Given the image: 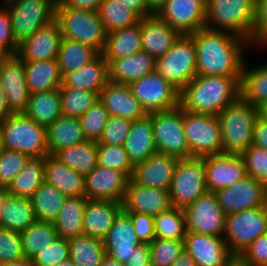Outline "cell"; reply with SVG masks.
Here are the masks:
<instances>
[{
    "instance_id": "1",
    "label": "cell",
    "mask_w": 267,
    "mask_h": 266,
    "mask_svg": "<svg viewBox=\"0 0 267 266\" xmlns=\"http://www.w3.org/2000/svg\"><path fill=\"white\" fill-rule=\"evenodd\" d=\"M196 46L197 75L241 77L249 40L226 32L201 28L190 34Z\"/></svg>"
},
{
    "instance_id": "2",
    "label": "cell",
    "mask_w": 267,
    "mask_h": 266,
    "mask_svg": "<svg viewBox=\"0 0 267 266\" xmlns=\"http://www.w3.org/2000/svg\"><path fill=\"white\" fill-rule=\"evenodd\" d=\"M240 81L241 77L196 75L180 91V107L218 115L240 97Z\"/></svg>"
},
{
    "instance_id": "3",
    "label": "cell",
    "mask_w": 267,
    "mask_h": 266,
    "mask_svg": "<svg viewBox=\"0 0 267 266\" xmlns=\"http://www.w3.org/2000/svg\"><path fill=\"white\" fill-rule=\"evenodd\" d=\"M217 116L222 132V153L242 154L252 145L259 108L239 97Z\"/></svg>"
},
{
    "instance_id": "4",
    "label": "cell",
    "mask_w": 267,
    "mask_h": 266,
    "mask_svg": "<svg viewBox=\"0 0 267 266\" xmlns=\"http://www.w3.org/2000/svg\"><path fill=\"white\" fill-rule=\"evenodd\" d=\"M257 0H206L205 28L226 31L250 41Z\"/></svg>"
},
{
    "instance_id": "5",
    "label": "cell",
    "mask_w": 267,
    "mask_h": 266,
    "mask_svg": "<svg viewBox=\"0 0 267 266\" xmlns=\"http://www.w3.org/2000/svg\"><path fill=\"white\" fill-rule=\"evenodd\" d=\"M0 134L3 149L19 151L30 157H45L49 154L47 129L24 113L12 114L0 122Z\"/></svg>"
},
{
    "instance_id": "6",
    "label": "cell",
    "mask_w": 267,
    "mask_h": 266,
    "mask_svg": "<svg viewBox=\"0 0 267 266\" xmlns=\"http://www.w3.org/2000/svg\"><path fill=\"white\" fill-rule=\"evenodd\" d=\"M56 22L62 38L78 41L102 53L108 32L96 11L56 8Z\"/></svg>"
},
{
    "instance_id": "7",
    "label": "cell",
    "mask_w": 267,
    "mask_h": 266,
    "mask_svg": "<svg viewBox=\"0 0 267 266\" xmlns=\"http://www.w3.org/2000/svg\"><path fill=\"white\" fill-rule=\"evenodd\" d=\"M206 191L204 157L179 159L169 188L171 206L184 209Z\"/></svg>"
},
{
    "instance_id": "8",
    "label": "cell",
    "mask_w": 267,
    "mask_h": 266,
    "mask_svg": "<svg viewBox=\"0 0 267 266\" xmlns=\"http://www.w3.org/2000/svg\"><path fill=\"white\" fill-rule=\"evenodd\" d=\"M155 70L181 91L197 75L193 37L182 34L164 56L155 60Z\"/></svg>"
},
{
    "instance_id": "9",
    "label": "cell",
    "mask_w": 267,
    "mask_h": 266,
    "mask_svg": "<svg viewBox=\"0 0 267 266\" xmlns=\"http://www.w3.org/2000/svg\"><path fill=\"white\" fill-rule=\"evenodd\" d=\"M183 124L190 157L222 153V132L217 115L194 113L183 109Z\"/></svg>"
},
{
    "instance_id": "10",
    "label": "cell",
    "mask_w": 267,
    "mask_h": 266,
    "mask_svg": "<svg viewBox=\"0 0 267 266\" xmlns=\"http://www.w3.org/2000/svg\"><path fill=\"white\" fill-rule=\"evenodd\" d=\"M266 233L267 205L226 215L222 238L234 255H240L255 239Z\"/></svg>"
},
{
    "instance_id": "11",
    "label": "cell",
    "mask_w": 267,
    "mask_h": 266,
    "mask_svg": "<svg viewBox=\"0 0 267 266\" xmlns=\"http://www.w3.org/2000/svg\"><path fill=\"white\" fill-rule=\"evenodd\" d=\"M57 3L58 0H8L3 3L10 14L18 44L55 20Z\"/></svg>"
},
{
    "instance_id": "12",
    "label": "cell",
    "mask_w": 267,
    "mask_h": 266,
    "mask_svg": "<svg viewBox=\"0 0 267 266\" xmlns=\"http://www.w3.org/2000/svg\"><path fill=\"white\" fill-rule=\"evenodd\" d=\"M154 144L158 153L190 158V150L184 134L183 108L151 113Z\"/></svg>"
},
{
    "instance_id": "13",
    "label": "cell",
    "mask_w": 267,
    "mask_h": 266,
    "mask_svg": "<svg viewBox=\"0 0 267 266\" xmlns=\"http://www.w3.org/2000/svg\"><path fill=\"white\" fill-rule=\"evenodd\" d=\"M129 86L147 114L180 106V90L156 70L131 82Z\"/></svg>"
},
{
    "instance_id": "14",
    "label": "cell",
    "mask_w": 267,
    "mask_h": 266,
    "mask_svg": "<svg viewBox=\"0 0 267 266\" xmlns=\"http://www.w3.org/2000/svg\"><path fill=\"white\" fill-rule=\"evenodd\" d=\"M187 232L222 236L226 214L213 191L204 192L196 201L183 209Z\"/></svg>"
},
{
    "instance_id": "15",
    "label": "cell",
    "mask_w": 267,
    "mask_h": 266,
    "mask_svg": "<svg viewBox=\"0 0 267 266\" xmlns=\"http://www.w3.org/2000/svg\"><path fill=\"white\" fill-rule=\"evenodd\" d=\"M215 195L226 215L267 205V187L251 176L215 192Z\"/></svg>"
},
{
    "instance_id": "16",
    "label": "cell",
    "mask_w": 267,
    "mask_h": 266,
    "mask_svg": "<svg viewBox=\"0 0 267 266\" xmlns=\"http://www.w3.org/2000/svg\"><path fill=\"white\" fill-rule=\"evenodd\" d=\"M206 0H167L156 15L181 34L205 27Z\"/></svg>"
},
{
    "instance_id": "17",
    "label": "cell",
    "mask_w": 267,
    "mask_h": 266,
    "mask_svg": "<svg viewBox=\"0 0 267 266\" xmlns=\"http://www.w3.org/2000/svg\"><path fill=\"white\" fill-rule=\"evenodd\" d=\"M0 84L11 112L24 113L31 93L26 83L24 62L16 54L5 56L1 60Z\"/></svg>"
},
{
    "instance_id": "18",
    "label": "cell",
    "mask_w": 267,
    "mask_h": 266,
    "mask_svg": "<svg viewBox=\"0 0 267 266\" xmlns=\"http://www.w3.org/2000/svg\"><path fill=\"white\" fill-rule=\"evenodd\" d=\"M208 191L228 188L247 175L241 154L220 153L204 157Z\"/></svg>"
},
{
    "instance_id": "19",
    "label": "cell",
    "mask_w": 267,
    "mask_h": 266,
    "mask_svg": "<svg viewBox=\"0 0 267 266\" xmlns=\"http://www.w3.org/2000/svg\"><path fill=\"white\" fill-rule=\"evenodd\" d=\"M129 177L110 168L98 166L84 175L85 197L91 200H112L122 203Z\"/></svg>"
},
{
    "instance_id": "20",
    "label": "cell",
    "mask_w": 267,
    "mask_h": 266,
    "mask_svg": "<svg viewBox=\"0 0 267 266\" xmlns=\"http://www.w3.org/2000/svg\"><path fill=\"white\" fill-rule=\"evenodd\" d=\"M61 40L59 24L54 20L20 42L16 55L23 62L57 59Z\"/></svg>"
},
{
    "instance_id": "21",
    "label": "cell",
    "mask_w": 267,
    "mask_h": 266,
    "mask_svg": "<svg viewBox=\"0 0 267 266\" xmlns=\"http://www.w3.org/2000/svg\"><path fill=\"white\" fill-rule=\"evenodd\" d=\"M184 249L196 266H223L234 254L222 236L186 232Z\"/></svg>"
},
{
    "instance_id": "22",
    "label": "cell",
    "mask_w": 267,
    "mask_h": 266,
    "mask_svg": "<svg viewBox=\"0 0 267 266\" xmlns=\"http://www.w3.org/2000/svg\"><path fill=\"white\" fill-rule=\"evenodd\" d=\"M179 158L156 152L135 164L131 180L140 186L169 190Z\"/></svg>"
},
{
    "instance_id": "23",
    "label": "cell",
    "mask_w": 267,
    "mask_h": 266,
    "mask_svg": "<svg viewBox=\"0 0 267 266\" xmlns=\"http://www.w3.org/2000/svg\"><path fill=\"white\" fill-rule=\"evenodd\" d=\"M171 206L169 190L140 186L129 179L122 209L127 213L156 216Z\"/></svg>"
},
{
    "instance_id": "24",
    "label": "cell",
    "mask_w": 267,
    "mask_h": 266,
    "mask_svg": "<svg viewBox=\"0 0 267 266\" xmlns=\"http://www.w3.org/2000/svg\"><path fill=\"white\" fill-rule=\"evenodd\" d=\"M142 242L134 232L130 214L123 209L115 218L112 228L103 239L106 254L125 264Z\"/></svg>"
},
{
    "instance_id": "25",
    "label": "cell",
    "mask_w": 267,
    "mask_h": 266,
    "mask_svg": "<svg viewBox=\"0 0 267 266\" xmlns=\"http://www.w3.org/2000/svg\"><path fill=\"white\" fill-rule=\"evenodd\" d=\"M142 51L158 59L164 56L182 35L156 14L140 19Z\"/></svg>"
},
{
    "instance_id": "26",
    "label": "cell",
    "mask_w": 267,
    "mask_h": 266,
    "mask_svg": "<svg viewBox=\"0 0 267 266\" xmlns=\"http://www.w3.org/2000/svg\"><path fill=\"white\" fill-rule=\"evenodd\" d=\"M99 100L112 116L135 121L147 114L133 95L129 84L109 81L99 93Z\"/></svg>"
},
{
    "instance_id": "27",
    "label": "cell",
    "mask_w": 267,
    "mask_h": 266,
    "mask_svg": "<svg viewBox=\"0 0 267 266\" xmlns=\"http://www.w3.org/2000/svg\"><path fill=\"white\" fill-rule=\"evenodd\" d=\"M122 210V203L88 199L83 212L84 234L103 240Z\"/></svg>"
},
{
    "instance_id": "28",
    "label": "cell",
    "mask_w": 267,
    "mask_h": 266,
    "mask_svg": "<svg viewBox=\"0 0 267 266\" xmlns=\"http://www.w3.org/2000/svg\"><path fill=\"white\" fill-rule=\"evenodd\" d=\"M109 82L108 62L99 53L93 60L81 68L66 73L62 85L80 91L100 93Z\"/></svg>"
},
{
    "instance_id": "29",
    "label": "cell",
    "mask_w": 267,
    "mask_h": 266,
    "mask_svg": "<svg viewBox=\"0 0 267 266\" xmlns=\"http://www.w3.org/2000/svg\"><path fill=\"white\" fill-rule=\"evenodd\" d=\"M44 181L66 197H85L84 175L66 166L52 154L44 157Z\"/></svg>"
},
{
    "instance_id": "30",
    "label": "cell",
    "mask_w": 267,
    "mask_h": 266,
    "mask_svg": "<svg viewBox=\"0 0 267 266\" xmlns=\"http://www.w3.org/2000/svg\"><path fill=\"white\" fill-rule=\"evenodd\" d=\"M155 58L147 52L140 51L131 56L108 62L109 81L130 84L155 70Z\"/></svg>"
},
{
    "instance_id": "31",
    "label": "cell",
    "mask_w": 267,
    "mask_h": 266,
    "mask_svg": "<svg viewBox=\"0 0 267 266\" xmlns=\"http://www.w3.org/2000/svg\"><path fill=\"white\" fill-rule=\"evenodd\" d=\"M124 149L133 165L145 161L157 152L153 139L151 113L132 121Z\"/></svg>"
},
{
    "instance_id": "32",
    "label": "cell",
    "mask_w": 267,
    "mask_h": 266,
    "mask_svg": "<svg viewBox=\"0 0 267 266\" xmlns=\"http://www.w3.org/2000/svg\"><path fill=\"white\" fill-rule=\"evenodd\" d=\"M25 78L31 94L58 89L62 74L57 59L24 62Z\"/></svg>"
},
{
    "instance_id": "33",
    "label": "cell",
    "mask_w": 267,
    "mask_h": 266,
    "mask_svg": "<svg viewBox=\"0 0 267 266\" xmlns=\"http://www.w3.org/2000/svg\"><path fill=\"white\" fill-rule=\"evenodd\" d=\"M86 139L80 119L61 115L47 128V145L49 154L71 147Z\"/></svg>"
},
{
    "instance_id": "34",
    "label": "cell",
    "mask_w": 267,
    "mask_h": 266,
    "mask_svg": "<svg viewBox=\"0 0 267 266\" xmlns=\"http://www.w3.org/2000/svg\"><path fill=\"white\" fill-rule=\"evenodd\" d=\"M140 51L142 42L139 21L136 25L109 32L102 55L105 60H115Z\"/></svg>"
},
{
    "instance_id": "35",
    "label": "cell",
    "mask_w": 267,
    "mask_h": 266,
    "mask_svg": "<svg viewBox=\"0 0 267 266\" xmlns=\"http://www.w3.org/2000/svg\"><path fill=\"white\" fill-rule=\"evenodd\" d=\"M24 114L47 129L62 115L60 89L30 94Z\"/></svg>"
},
{
    "instance_id": "36",
    "label": "cell",
    "mask_w": 267,
    "mask_h": 266,
    "mask_svg": "<svg viewBox=\"0 0 267 266\" xmlns=\"http://www.w3.org/2000/svg\"><path fill=\"white\" fill-rule=\"evenodd\" d=\"M87 197H67L53 221L58 237L70 239L84 234L83 212Z\"/></svg>"
},
{
    "instance_id": "37",
    "label": "cell",
    "mask_w": 267,
    "mask_h": 266,
    "mask_svg": "<svg viewBox=\"0 0 267 266\" xmlns=\"http://www.w3.org/2000/svg\"><path fill=\"white\" fill-rule=\"evenodd\" d=\"M53 156L66 166L83 175L91 173L98 165L97 141L85 140L56 151Z\"/></svg>"
},
{
    "instance_id": "38",
    "label": "cell",
    "mask_w": 267,
    "mask_h": 266,
    "mask_svg": "<svg viewBox=\"0 0 267 266\" xmlns=\"http://www.w3.org/2000/svg\"><path fill=\"white\" fill-rule=\"evenodd\" d=\"M36 221L30 198L8 195L1 210L0 227L21 233Z\"/></svg>"
},
{
    "instance_id": "39",
    "label": "cell",
    "mask_w": 267,
    "mask_h": 266,
    "mask_svg": "<svg viewBox=\"0 0 267 266\" xmlns=\"http://www.w3.org/2000/svg\"><path fill=\"white\" fill-rule=\"evenodd\" d=\"M44 181V157H30L7 188L14 197L30 198Z\"/></svg>"
},
{
    "instance_id": "40",
    "label": "cell",
    "mask_w": 267,
    "mask_h": 266,
    "mask_svg": "<svg viewBox=\"0 0 267 266\" xmlns=\"http://www.w3.org/2000/svg\"><path fill=\"white\" fill-rule=\"evenodd\" d=\"M244 63L240 97L247 103L260 108L267 102V63L247 70Z\"/></svg>"
},
{
    "instance_id": "41",
    "label": "cell",
    "mask_w": 267,
    "mask_h": 266,
    "mask_svg": "<svg viewBox=\"0 0 267 266\" xmlns=\"http://www.w3.org/2000/svg\"><path fill=\"white\" fill-rule=\"evenodd\" d=\"M70 260L76 266H99L106 251L103 240L88 235L68 239Z\"/></svg>"
},
{
    "instance_id": "42",
    "label": "cell",
    "mask_w": 267,
    "mask_h": 266,
    "mask_svg": "<svg viewBox=\"0 0 267 266\" xmlns=\"http://www.w3.org/2000/svg\"><path fill=\"white\" fill-rule=\"evenodd\" d=\"M66 198L57 188L43 181L30 197L36 220L54 221Z\"/></svg>"
},
{
    "instance_id": "43",
    "label": "cell",
    "mask_w": 267,
    "mask_h": 266,
    "mask_svg": "<svg viewBox=\"0 0 267 266\" xmlns=\"http://www.w3.org/2000/svg\"><path fill=\"white\" fill-rule=\"evenodd\" d=\"M25 256L33 259L47 245H50L58 234L53 221L36 220L20 233Z\"/></svg>"
},
{
    "instance_id": "44",
    "label": "cell",
    "mask_w": 267,
    "mask_h": 266,
    "mask_svg": "<svg viewBox=\"0 0 267 266\" xmlns=\"http://www.w3.org/2000/svg\"><path fill=\"white\" fill-rule=\"evenodd\" d=\"M99 53L92 47L78 41L62 38L57 61L62 77L93 60Z\"/></svg>"
},
{
    "instance_id": "45",
    "label": "cell",
    "mask_w": 267,
    "mask_h": 266,
    "mask_svg": "<svg viewBox=\"0 0 267 266\" xmlns=\"http://www.w3.org/2000/svg\"><path fill=\"white\" fill-rule=\"evenodd\" d=\"M97 13L108 33L136 25L141 19L135 11L128 9L119 0H103Z\"/></svg>"
},
{
    "instance_id": "46",
    "label": "cell",
    "mask_w": 267,
    "mask_h": 266,
    "mask_svg": "<svg viewBox=\"0 0 267 266\" xmlns=\"http://www.w3.org/2000/svg\"><path fill=\"white\" fill-rule=\"evenodd\" d=\"M154 232L156 238L184 240L187 229L183 209L172 206L154 216Z\"/></svg>"
},
{
    "instance_id": "47",
    "label": "cell",
    "mask_w": 267,
    "mask_h": 266,
    "mask_svg": "<svg viewBox=\"0 0 267 266\" xmlns=\"http://www.w3.org/2000/svg\"><path fill=\"white\" fill-rule=\"evenodd\" d=\"M59 89L62 115L65 116L79 118L99 100V93L80 91L63 85Z\"/></svg>"
},
{
    "instance_id": "48",
    "label": "cell",
    "mask_w": 267,
    "mask_h": 266,
    "mask_svg": "<svg viewBox=\"0 0 267 266\" xmlns=\"http://www.w3.org/2000/svg\"><path fill=\"white\" fill-rule=\"evenodd\" d=\"M98 166L114 169L132 176L133 167L124 146L106 145L97 142Z\"/></svg>"
},
{
    "instance_id": "49",
    "label": "cell",
    "mask_w": 267,
    "mask_h": 266,
    "mask_svg": "<svg viewBox=\"0 0 267 266\" xmlns=\"http://www.w3.org/2000/svg\"><path fill=\"white\" fill-rule=\"evenodd\" d=\"M149 246L151 266H171L184 250V240L154 238Z\"/></svg>"
},
{
    "instance_id": "50",
    "label": "cell",
    "mask_w": 267,
    "mask_h": 266,
    "mask_svg": "<svg viewBox=\"0 0 267 266\" xmlns=\"http://www.w3.org/2000/svg\"><path fill=\"white\" fill-rule=\"evenodd\" d=\"M109 116L103 103L97 100L88 111L79 117L87 140L99 141Z\"/></svg>"
},
{
    "instance_id": "51",
    "label": "cell",
    "mask_w": 267,
    "mask_h": 266,
    "mask_svg": "<svg viewBox=\"0 0 267 266\" xmlns=\"http://www.w3.org/2000/svg\"><path fill=\"white\" fill-rule=\"evenodd\" d=\"M29 158V155L19 151L3 150L0 154V188L9 187Z\"/></svg>"
},
{
    "instance_id": "52",
    "label": "cell",
    "mask_w": 267,
    "mask_h": 266,
    "mask_svg": "<svg viewBox=\"0 0 267 266\" xmlns=\"http://www.w3.org/2000/svg\"><path fill=\"white\" fill-rule=\"evenodd\" d=\"M241 155L245 162L247 175L267 187V150L251 145Z\"/></svg>"
},
{
    "instance_id": "53",
    "label": "cell",
    "mask_w": 267,
    "mask_h": 266,
    "mask_svg": "<svg viewBox=\"0 0 267 266\" xmlns=\"http://www.w3.org/2000/svg\"><path fill=\"white\" fill-rule=\"evenodd\" d=\"M131 125V120L110 115L98 143L124 146Z\"/></svg>"
},
{
    "instance_id": "54",
    "label": "cell",
    "mask_w": 267,
    "mask_h": 266,
    "mask_svg": "<svg viewBox=\"0 0 267 266\" xmlns=\"http://www.w3.org/2000/svg\"><path fill=\"white\" fill-rule=\"evenodd\" d=\"M68 259H70L68 239L58 237L41 250L33 261L37 266H56Z\"/></svg>"
},
{
    "instance_id": "55",
    "label": "cell",
    "mask_w": 267,
    "mask_h": 266,
    "mask_svg": "<svg viewBox=\"0 0 267 266\" xmlns=\"http://www.w3.org/2000/svg\"><path fill=\"white\" fill-rule=\"evenodd\" d=\"M25 257L20 233L0 227V265Z\"/></svg>"
},
{
    "instance_id": "56",
    "label": "cell",
    "mask_w": 267,
    "mask_h": 266,
    "mask_svg": "<svg viewBox=\"0 0 267 266\" xmlns=\"http://www.w3.org/2000/svg\"><path fill=\"white\" fill-rule=\"evenodd\" d=\"M18 46L13 33L10 14L5 6H0V54L4 57L15 55Z\"/></svg>"
},
{
    "instance_id": "57",
    "label": "cell",
    "mask_w": 267,
    "mask_h": 266,
    "mask_svg": "<svg viewBox=\"0 0 267 266\" xmlns=\"http://www.w3.org/2000/svg\"><path fill=\"white\" fill-rule=\"evenodd\" d=\"M250 44L267 47V0H257Z\"/></svg>"
},
{
    "instance_id": "58",
    "label": "cell",
    "mask_w": 267,
    "mask_h": 266,
    "mask_svg": "<svg viewBox=\"0 0 267 266\" xmlns=\"http://www.w3.org/2000/svg\"><path fill=\"white\" fill-rule=\"evenodd\" d=\"M239 256L249 266H267V233L255 239Z\"/></svg>"
},
{
    "instance_id": "59",
    "label": "cell",
    "mask_w": 267,
    "mask_h": 266,
    "mask_svg": "<svg viewBox=\"0 0 267 266\" xmlns=\"http://www.w3.org/2000/svg\"><path fill=\"white\" fill-rule=\"evenodd\" d=\"M138 239L145 244H150L156 238L154 232V217L144 213H129Z\"/></svg>"
},
{
    "instance_id": "60",
    "label": "cell",
    "mask_w": 267,
    "mask_h": 266,
    "mask_svg": "<svg viewBox=\"0 0 267 266\" xmlns=\"http://www.w3.org/2000/svg\"><path fill=\"white\" fill-rule=\"evenodd\" d=\"M102 1L103 0H58L56 8H74L97 12Z\"/></svg>"
},
{
    "instance_id": "61",
    "label": "cell",
    "mask_w": 267,
    "mask_h": 266,
    "mask_svg": "<svg viewBox=\"0 0 267 266\" xmlns=\"http://www.w3.org/2000/svg\"><path fill=\"white\" fill-rule=\"evenodd\" d=\"M123 266H151L148 244L142 243L136 247L134 254Z\"/></svg>"
},
{
    "instance_id": "62",
    "label": "cell",
    "mask_w": 267,
    "mask_h": 266,
    "mask_svg": "<svg viewBox=\"0 0 267 266\" xmlns=\"http://www.w3.org/2000/svg\"><path fill=\"white\" fill-rule=\"evenodd\" d=\"M252 145L267 150V120L258 116L254 124V135Z\"/></svg>"
},
{
    "instance_id": "63",
    "label": "cell",
    "mask_w": 267,
    "mask_h": 266,
    "mask_svg": "<svg viewBox=\"0 0 267 266\" xmlns=\"http://www.w3.org/2000/svg\"><path fill=\"white\" fill-rule=\"evenodd\" d=\"M128 9L135 11L141 18L151 16L154 13L147 7L146 0H119Z\"/></svg>"
},
{
    "instance_id": "64",
    "label": "cell",
    "mask_w": 267,
    "mask_h": 266,
    "mask_svg": "<svg viewBox=\"0 0 267 266\" xmlns=\"http://www.w3.org/2000/svg\"><path fill=\"white\" fill-rule=\"evenodd\" d=\"M12 114L7 103L6 94L0 84V122L6 120Z\"/></svg>"
},
{
    "instance_id": "65",
    "label": "cell",
    "mask_w": 267,
    "mask_h": 266,
    "mask_svg": "<svg viewBox=\"0 0 267 266\" xmlns=\"http://www.w3.org/2000/svg\"><path fill=\"white\" fill-rule=\"evenodd\" d=\"M171 266H196V263L184 249Z\"/></svg>"
},
{
    "instance_id": "66",
    "label": "cell",
    "mask_w": 267,
    "mask_h": 266,
    "mask_svg": "<svg viewBox=\"0 0 267 266\" xmlns=\"http://www.w3.org/2000/svg\"><path fill=\"white\" fill-rule=\"evenodd\" d=\"M0 266H37L33 259H29L26 256L15 260V261H10L8 263L2 264Z\"/></svg>"
},
{
    "instance_id": "67",
    "label": "cell",
    "mask_w": 267,
    "mask_h": 266,
    "mask_svg": "<svg viewBox=\"0 0 267 266\" xmlns=\"http://www.w3.org/2000/svg\"><path fill=\"white\" fill-rule=\"evenodd\" d=\"M167 0H146L147 7L156 14Z\"/></svg>"
},
{
    "instance_id": "68",
    "label": "cell",
    "mask_w": 267,
    "mask_h": 266,
    "mask_svg": "<svg viewBox=\"0 0 267 266\" xmlns=\"http://www.w3.org/2000/svg\"><path fill=\"white\" fill-rule=\"evenodd\" d=\"M223 266H249L239 255H233Z\"/></svg>"
},
{
    "instance_id": "69",
    "label": "cell",
    "mask_w": 267,
    "mask_h": 266,
    "mask_svg": "<svg viewBox=\"0 0 267 266\" xmlns=\"http://www.w3.org/2000/svg\"><path fill=\"white\" fill-rule=\"evenodd\" d=\"M99 266H123V264L119 260L106 254Z\"/></svg>"
},
{
    "instance_id": "70",
    "label": "cell",
    "mask_w": 267,
    "mask_h": 266,
    "mask_svg": "<svg viewBox=\"0 0 267 266\" xmlns=\"http://www.w3.org/2000/svg\"><path fill=\"white\" fill-rule=\"evenodd\" d=\"M8 195L9 194L7 188H0V218H1V210L3 208V202L5 201Z\"/></svg>"
},
{
    "instance_id": "71",
    "label": "cell",
    "mask_w": 267,
    "mask_h": 266,
    "mask_svg": "<svg viewBox=\"0 0 267 266\" xmlns=\"http://www.w3.org/2000/svg\"><path fill=\"white\" fill-rule=\"evenodd\" d=\"M259 115L267 120V102L259 108Z\"/></svg>"
},
{
    "instance_id": "72",
    "label": "cell",
    "mask_w": 267,
    "mask_h": 266,
    "mask_svg": "<svg viewBox=\"0 0 267 266\" xmlns=\"http://www.w3.org/2000/svg\"><path fill=\"white\" fill-rule=\"evenodd\" d=\"M56 266H76L70 259L60 262Z\"/></svg>"
},
{
    "instance_id": "73",
    "label": "cell",
    "mask_w": 267,
    "mask_h": 266,
    "mask_svg": "<svg viewBox=\"0 0 267 266\" xmlns=\"http://www.w3.org/2000/svg\"><path fill=\"white\" fill-rule=\"evenodd\" d=\"M3 144H2V137H1V134H0V154L3 152Z\"/></svg>"
},
{
    "instance_id": "74",
    "label": "cell",
    "mask_w": 267,
    "mask_h": 266,
    "mask_svg": "<svg viewBox=\"0 0 267 266\" xmlns=\"http://www.w3.org/2000/svg\"><path fill=\"white\" fill-rule=\"evenodd\" d=\"M4 58L3 55L0 54V63H1V60Z\"/></svg>"
}]
</instances>
